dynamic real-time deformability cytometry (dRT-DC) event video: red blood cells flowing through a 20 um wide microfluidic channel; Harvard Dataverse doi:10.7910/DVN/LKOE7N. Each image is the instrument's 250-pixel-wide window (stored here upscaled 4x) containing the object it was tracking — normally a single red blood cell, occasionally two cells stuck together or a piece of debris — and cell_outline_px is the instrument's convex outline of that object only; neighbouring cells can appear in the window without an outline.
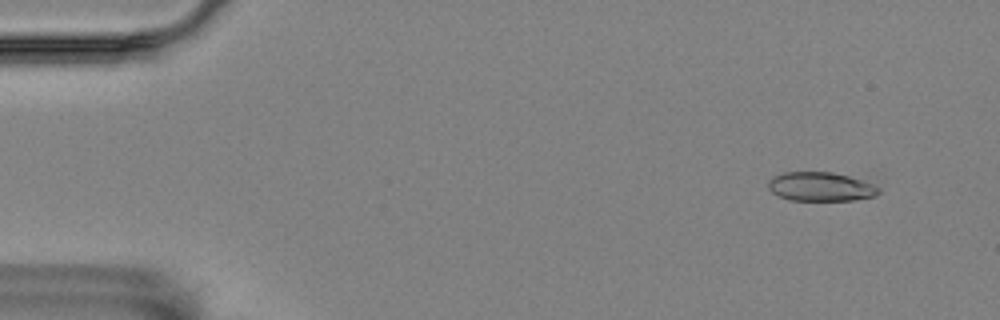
{"species": "Egyptian fruit bat (a non-hibernating species)", "species_latin": "Rousettus aegyptiacus", "temperature_condition": "room temperature", "stored_images_in_passage": 11, "camera_frame_rate_fps": 3000, "um_per_image_px": 0.085, "animal": {"sex": "female"}, "frame": {"image": 1, "passage_image": 4, "time_ms": 1.0, "image_size_px": [1000, 320], "cell_outline_px": [[880, 192], [876, 196], [852, 200], [792, 200], [780, 196], [772, 192], [768, 188], [768, 180], [772, 176], [784, 172], [832, 172], [864, 180], [876, 184], [880, 188]], "centroid_in_image_um": [69.78, 15.86], "position_along_channel_um": 15.2, "area_um2": 18.79}}